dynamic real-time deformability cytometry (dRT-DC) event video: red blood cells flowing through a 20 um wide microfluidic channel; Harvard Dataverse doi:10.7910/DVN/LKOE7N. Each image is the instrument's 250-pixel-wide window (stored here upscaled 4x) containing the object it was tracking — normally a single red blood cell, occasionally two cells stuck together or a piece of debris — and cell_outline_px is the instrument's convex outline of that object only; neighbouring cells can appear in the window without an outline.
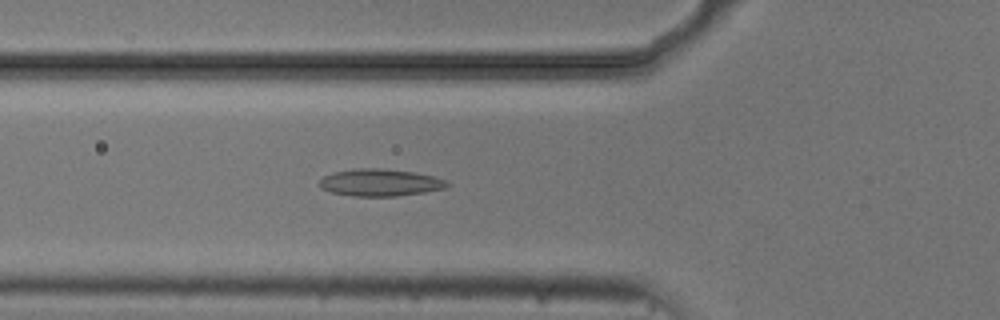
{"species": "common noctule bat (a hibernating species)", "species_latin": "Nyctalus noctula", "temperature_condition": "cold", "stored_images_in_passage": 54, "camera_frame_rate_fps": 3000, "um_per_image_px": 0.085, "animal": {"sex": "male", "body_mass_g": 20.5, "forearm_length_mm": 52.5}, "frame": {"image": 1, "passage_image": 19, "time_ms": 6.0, "image_size_px": [1000, 320], "cell_outline_px": [[448, 188], [424, 192], [396, 196], [352, 196], [328, 192], [320, 188], [320, 180], [324, 176], [332, 172], [352, 168], [380, 168], [412, 172], [432, 176], [444, 180], [448, 184]], "centroid_in_image_um": [32.25, 15.52], "position_along_channel_um": 93.6, "area_um2": 20.23}}
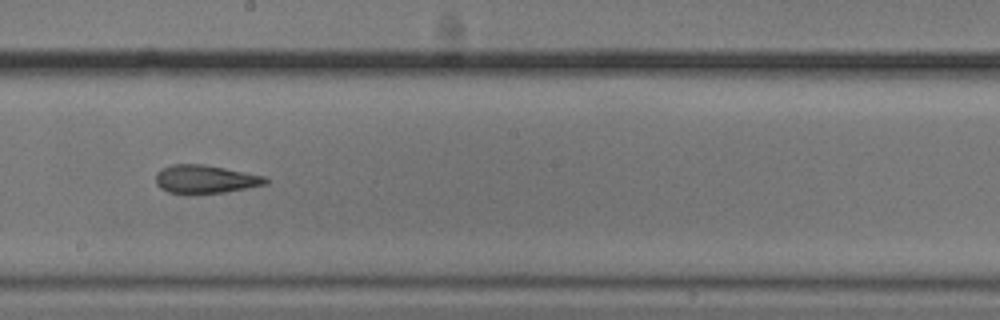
{"frame": {"image": 2, "passage_image": 30, "time_ms": 9.667, "image_size_px": [1000, 320], "cell_outline_px": [[268, 184], [224, 192], [188, 196], [168, 192], [160, 188], [156, 184], [156, 172], [160, 168], [172, 164], [204, 164], [264, 176], [268, 180]], "centroid_in_image_um": [17.38, 15.26], "position_along_channel_um": 230.8, "area_um2": 18.55}}
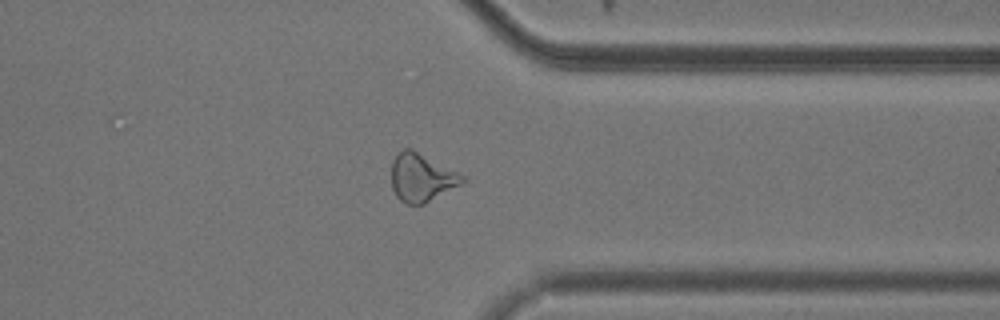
{"frame": {"image": 3, "passage_image": 42, "time_ms": 13.667, "image_size_px": [1000, 320], "cell_outline_px": [[468, 180], [464, 184], [424, 204], [408, 204], [400, 200], [396, 196], [392, 188], [392, 160], [404, 148], [412, 148], [460, 172]], "centroid_in_image_um": [35.89, 15.09], "position_along_channel_um": 375.5, "area_um2": 20.29}, "authors_computed_cell_mechanics": {"area_um2": 19.941, "velocity_mm_per_s": 3.7164, "shape_relaxation_time_tau1_ms": null, "shape_relaxation_time_tau2_ms": 3.7636, "deformation_change_tau1": null, "deformation_change_tau2": 0.1318}}